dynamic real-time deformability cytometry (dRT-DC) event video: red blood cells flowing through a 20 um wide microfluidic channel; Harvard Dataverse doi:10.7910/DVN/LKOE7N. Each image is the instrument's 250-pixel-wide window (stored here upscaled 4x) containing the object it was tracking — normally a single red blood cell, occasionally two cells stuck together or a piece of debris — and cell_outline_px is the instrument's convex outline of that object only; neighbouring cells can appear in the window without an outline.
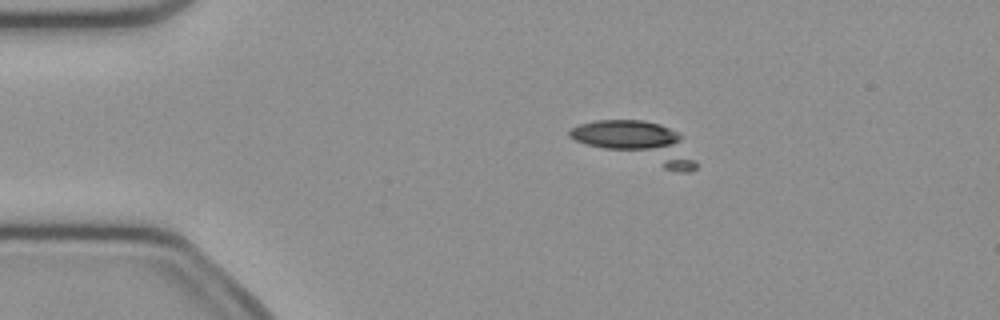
{"species": "common noctule bat (a hibernating species)", "species_latin": "Nyctalus noctula", "temperature_condition": "cold", "stored_images_in_passage": 14, "camera_frame_rate_fps": 3000, "um_per_image_px": 0.085, "animal": {"sex": "female", "body_mass_g": 21.9}, "frame": {"image": 1, "passage_image": 10, "time_ms": 3.0, "image_size_px": [1000, 320], "cell_outline_px": [[696, 168], [688, 172], [680, 172], [664, 168], [588, 144], [576, 140], [568, 132], [572, 128], [580, 124], [596, 120], [644, 120], [660, 124], [684, 136], [696, 164]], "centroid_in_image_um": [54.29, 12.08], "position_along_channel_um": 30.7, "area_um2": 28.84}}